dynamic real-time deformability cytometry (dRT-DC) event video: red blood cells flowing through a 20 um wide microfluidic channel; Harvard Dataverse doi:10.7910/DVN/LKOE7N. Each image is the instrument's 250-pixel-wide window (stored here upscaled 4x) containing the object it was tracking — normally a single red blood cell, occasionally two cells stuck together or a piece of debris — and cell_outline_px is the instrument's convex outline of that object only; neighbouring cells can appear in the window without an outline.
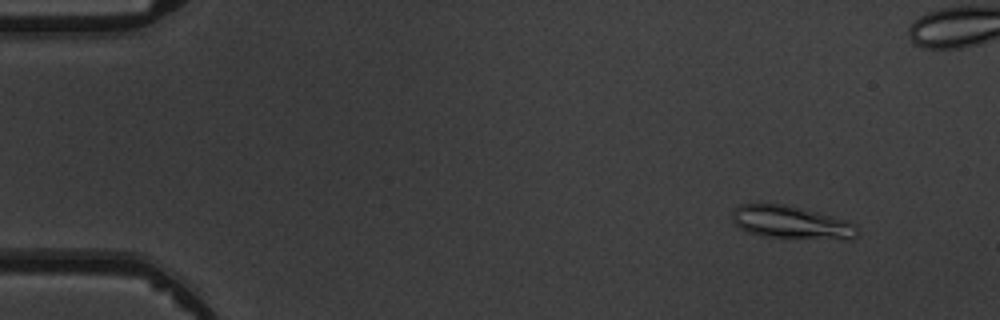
{"species": "common noctule bat (a hibernating species)", "species_latin": "Nyctalus noctula", "temperature_condition": "warm", "stored_images_in_passage": 5, "camera_frame_rate_fps": 3000, "um_per_image_px": 0.085, "animal": {"sex": "male", "body_mass_g": 19.5, "forearm_length_mm": 54.6}, "frame": {"image": 1, "passage_image": 1, "time_ms": 0.0, "image_size_px": [1000, 320], "cell_outline_px": [[860, 232], [852, 240], [848, 240], [760, 236], [748, 232], [740, 228], [732, 220], [732, 212], [740, 204], [784, 204], [816, 212], [844, 220], [856, 224]], "centroid_in_image_um": [67.28, 18.92], "position_along_channel_um": 17.7, "area_um2": 23.93}}
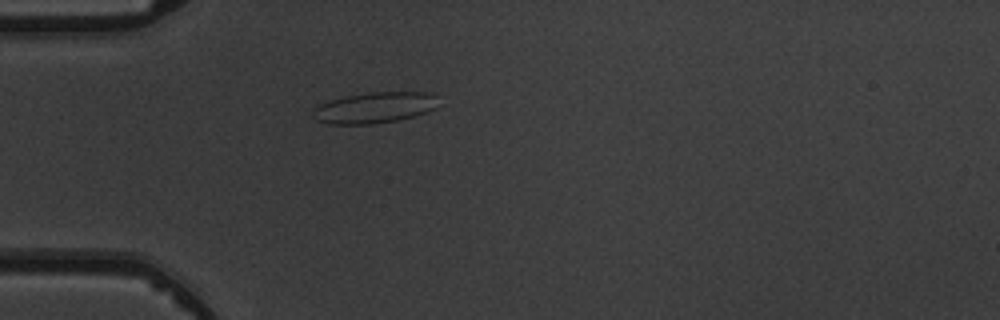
{"frame": {"image": 2, "passage_image": 5, "time_ms": 5.667, "image_size_px": [1000, 320], "cell_outline_px": [[436, 108], [412, 116], [396, 120], [372, 124], [328, 124], [316, 120], [312, 116], [312, 112], [320, 104], [344, 96], [368, 92], [432, 92], [436, 96]], "centroid_in_image_um": [31.81, 9.14], "position_along_channel_um": 53.2, "area_um2": 22.48}}